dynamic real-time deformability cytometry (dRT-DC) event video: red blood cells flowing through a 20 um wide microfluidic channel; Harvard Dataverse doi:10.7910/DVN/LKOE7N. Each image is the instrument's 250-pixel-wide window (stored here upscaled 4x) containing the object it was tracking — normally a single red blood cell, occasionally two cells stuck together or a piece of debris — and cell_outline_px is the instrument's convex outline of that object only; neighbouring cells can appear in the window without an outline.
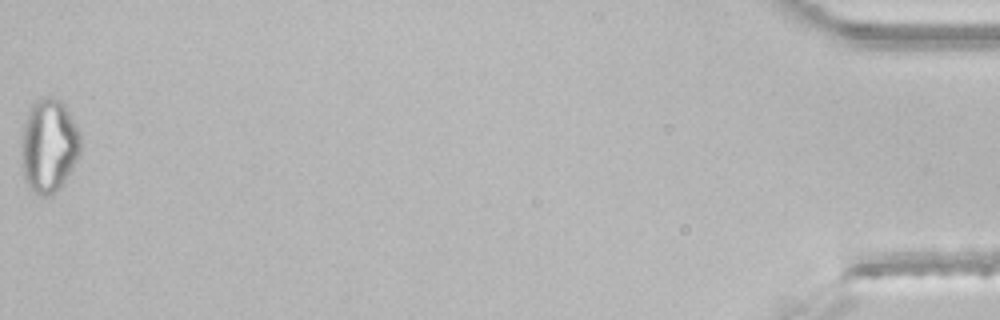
{"species": "common noctule bat (a hibernating species)", "species_latin": "Nyctalus noctula", "temperature_condition": "room temperature", "stored_images_in_passage": 40, "segment_of_instrument_passage": [2, 2], "camera_frame_rate_fps": 3000, "um_per_image_px": 0.085, "animal": {"sex": "male", "body_mass_g": 21.5, "forearm_length_mm": 52.0}, "frame": {"image": 1, "passage_image": 40, "time_ms": 13.0, "image_size_px": [1000, 320], "cell_outline_px": [[80, 156], [60, 188], [44, 196], [32, 192], [28, 188], [24, 180], [20, 148], [20, 140], [28, 108], [40, 96], [52, 96], [60, 100], [64, 104], [76, 124], [80, 136]], "centroid_in_image_um": [4.12, 12.36], "position_along_channel_um": 431.1, "area_um2": 32.83}}